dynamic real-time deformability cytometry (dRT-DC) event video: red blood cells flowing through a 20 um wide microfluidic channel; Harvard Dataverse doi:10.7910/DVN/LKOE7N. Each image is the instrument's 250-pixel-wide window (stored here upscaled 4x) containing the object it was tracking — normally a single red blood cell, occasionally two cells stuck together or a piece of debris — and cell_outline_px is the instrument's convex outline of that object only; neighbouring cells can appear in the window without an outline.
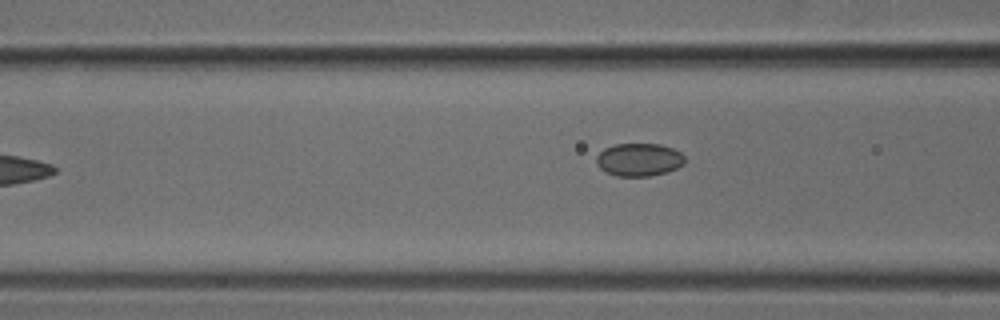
{"species": "common noctule bat (a hibernating species)", "species_latin": "Nyctalus noctula", "temperature_condition": "cold", "stored_images_in_passage": 6, "camera_frame_rate_fps": 3000, "um_per_image_px": 0.085, "animal": {"sex": "male", "body_mass_g": 18.8}, "frame": {"image": 1, "passage_image": 6, "time_ms": 1.667, "image_size_px": [1000, 320], "cell_outline_px": [[684, 164], [668, 172], [648, 176], [616, 176], [600, 168], [596, 164], [596, 156], [604, 148], [616, 144], [660, 144], [672, 148], [680, 152], [684, 156]], "centroid_in_image_um": [54.31, 13.57], "position_along_channel_um": 112.3, "area_um2": 16.94}}